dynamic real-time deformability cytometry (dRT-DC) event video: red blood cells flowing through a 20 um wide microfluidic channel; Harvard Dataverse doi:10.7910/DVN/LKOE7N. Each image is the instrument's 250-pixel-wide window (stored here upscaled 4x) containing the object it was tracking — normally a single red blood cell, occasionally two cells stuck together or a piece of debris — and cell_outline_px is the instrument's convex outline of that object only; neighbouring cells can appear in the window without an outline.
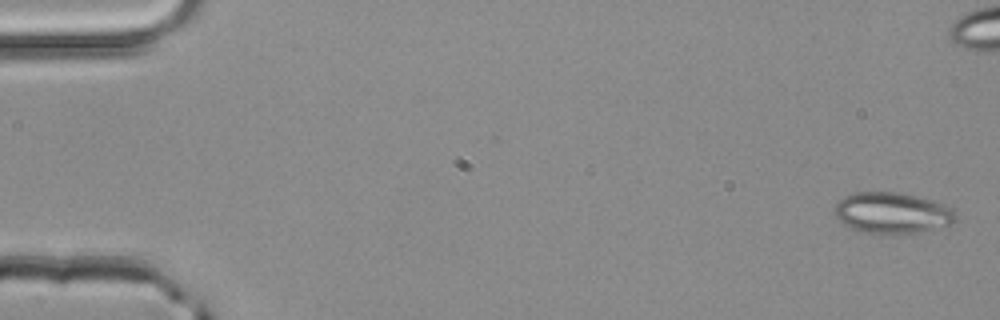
{"species": "common noctule bat (a hibernating species)", "species_latin": "Nyctalus noctula", "temperature_condition": "room temperature", "stored_images_in_passage": 4, "camera_frame_rate_fps": 3000, "um_per_image_px": 0.085, "animal": {"sex": "male", "body_mass_g": 20.4}, "frame": {"image": 1, "passage_image": 1, "time_ms": 0.0, "image_size_px": [1000, 320], "cell_outline_px": [[956, 216], [952, 224], [904, 236], [868, 232], [852, 228], [844, 224], [832, 212], [836, 204], [844, 196], [856, 192], [896, 192], [916, 196], [944, 204], [952, 208], [956, 212]], "centroid_in_image_um": [75.85, 18.12], "position_along_channel_um": 9.2, "area_um2": 29.19}}